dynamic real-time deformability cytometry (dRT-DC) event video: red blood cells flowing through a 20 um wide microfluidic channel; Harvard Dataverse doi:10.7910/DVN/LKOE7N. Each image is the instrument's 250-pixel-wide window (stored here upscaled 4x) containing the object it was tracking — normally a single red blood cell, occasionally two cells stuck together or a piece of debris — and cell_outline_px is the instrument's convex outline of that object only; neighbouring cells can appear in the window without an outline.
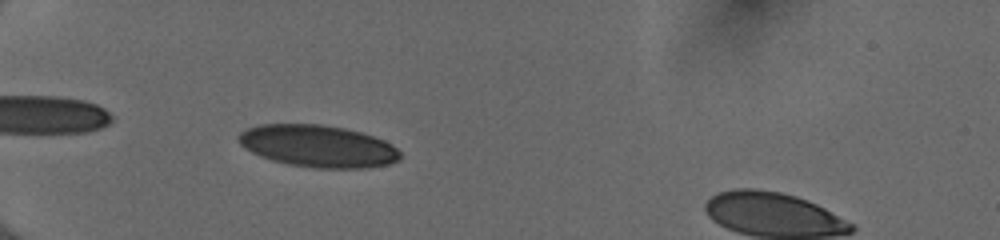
{"species": "human", "species_latin": "Homo sapiens", "temperature_condition": "cold", "stored_images_in_passage": 39, "camera_frame_rate_fps": 3000, "um_per_image_px": 0.085, "donor": {"sex": "female"}, "frame": {"image": 1, "passage_image": 5, "time_ms": 1.333, "image_size_px": [1000, 240], "cell_outline_px": [[400, 160], [388, 164], [364, 168], [316, 168], [288, 164], [272, 160], [260, 156], [244, 148], [240, 144], [236, 136], [240, 132], [248, 128], [260, 124], [320, 124], [344, 128], [360, 132], [384, 140], [392, 144], [400, 152]], "centroid_in_image_um": [27.01, 12.42], "position_along_channel_um": 58.0, "area_um2": 39.65}}
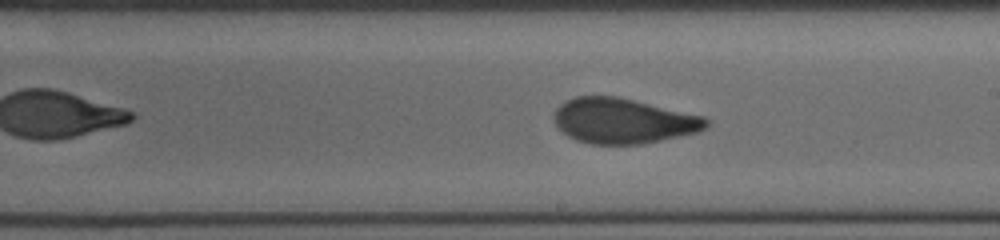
{"frame": {"image": 2, "passage_image": 20, "time_ms": 6.333, "image_size_px": [1000, 240], "cell_outline_px": [[708, 128], [700, 132], [640, 144], [592, 144], [576, 140], [560, 132], [552, 120], [552, 112], [560, 104], [576, 96], [620, 96], [704, 116], [708, 120]], "centroid_in_image_um": [52.95, 10.27], "position_along_channel_um": 236.1, "area_um2": 40.63}}
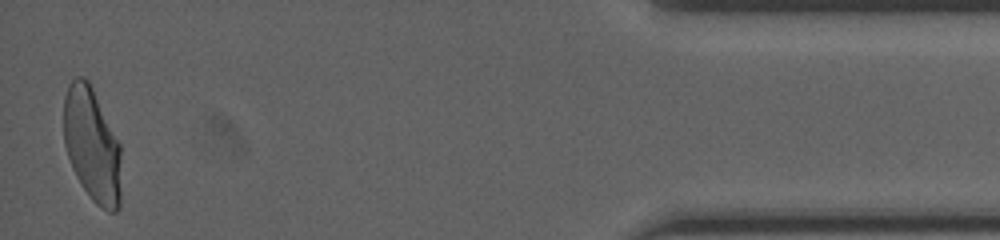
{"frame": {"image": 3, "passage_image": 39, "time_ms": 12.667, "image_size_px": [1000, 240], "cell_outline_px": [[120, 208], [116, 212], [108, 212], [100, 208], [92, 200], [80, 184], [72, 168], [64, 144], [64, 96], [68, 84], [76, 76], [84, 76], [88, 80], [120, 144]], "centroid_in_image_um": [7.81, 12.35], "position_along_channel_um": 427.4, "area_um2": 38.32}, "authors_computed_cell_mechanics": {"area_um2": 39.4196, "velocity_mm_per_s": 4.0075, "shape_relaxation_time_tau1_ms": 5.2519, "shape_relaxation_time_tau2_ms": 0.9371, "deformation_change_tau1": 0.1714, "deformation_change_tau2": 0.0588}}